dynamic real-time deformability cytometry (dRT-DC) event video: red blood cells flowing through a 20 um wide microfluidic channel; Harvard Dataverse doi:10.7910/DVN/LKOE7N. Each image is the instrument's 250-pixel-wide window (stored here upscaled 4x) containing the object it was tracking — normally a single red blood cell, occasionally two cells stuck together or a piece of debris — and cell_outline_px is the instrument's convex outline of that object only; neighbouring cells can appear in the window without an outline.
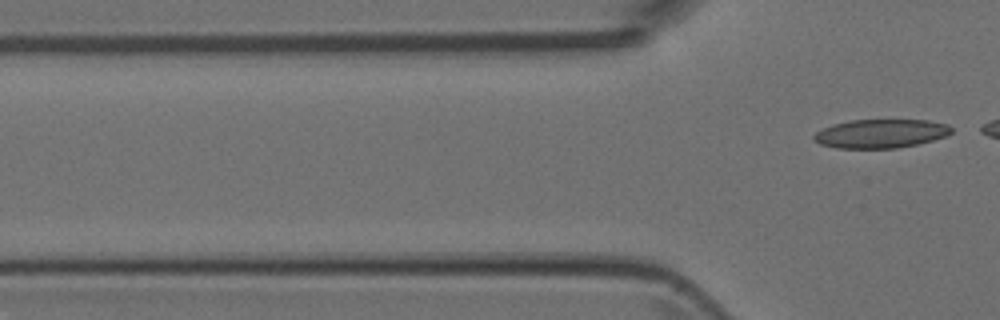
{"species": "Egyptian fruit bat (a non-hibernating species)", "species_latin": "Rousettus aegyptiacus", "temperature_condition": "room temperature", "stored_images_in_passage": 4, "camera_frame_rate_fps": 3000, "um_per_image_px": 0.085, "animal": {"sex": "female"}, "frame": {"image": 1, "passage_image": 4, "time_ms": 5.0, "image_size_px": [1000, 320], "cell_outline_px": [[952, 132], [944, 136], [932, 140], [916, 144], [896, 148], [836, 148], [820, 144], [812, 140], [812, 136], [816, 132], [832, 124], [852, 120], [928, 120], [948, 124], [952, 128]], "centroid_in_image_um": [74.83, 11.35], "position_along_channel_um": 51.0, "area_um2": 23.0}}